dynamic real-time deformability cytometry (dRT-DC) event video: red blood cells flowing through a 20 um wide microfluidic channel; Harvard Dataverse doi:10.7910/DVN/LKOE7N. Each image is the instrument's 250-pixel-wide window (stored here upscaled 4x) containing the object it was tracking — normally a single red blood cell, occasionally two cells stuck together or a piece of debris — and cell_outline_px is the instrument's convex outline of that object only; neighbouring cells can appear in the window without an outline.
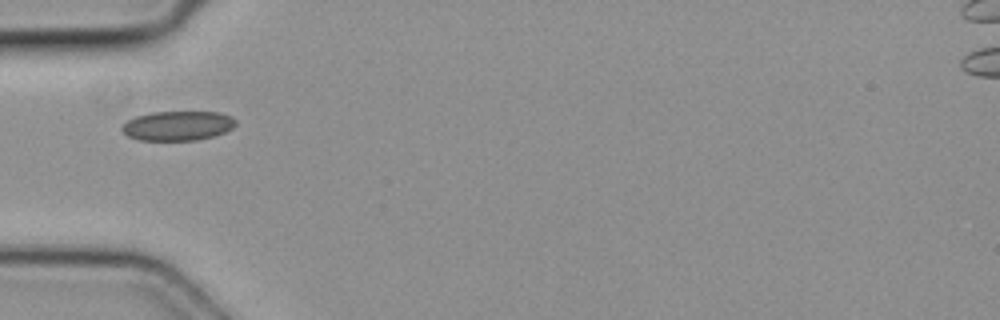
{"species": "common noctule bat (a hibernating species)", "species_latin": "Nyctalus noctula", "temperature_condition": "cold", "stored_images_in_passage": 1, "camera_frame_rate_fps": 3000, "um_per_image_px": 0.085, "animal": {"sex": "female", "body_mass_g": 19.3, "forearm_length_mm": 54.1}, "frame": {"image": 1, "passage_image": 1, "time_ms": 0.0, "image_size_px": [1000, 320], "cell_outline_px": [[236, 124], [232, 128], [224, 132], [212, 136], [196, 140], [140, 140], [128, 136], [120, 128], [128, 120], [136, 116], [152, 112], [220, 112], [232, 116], [236, 120]], "centroid_in_image_um": [15.12, 10.68], "position_along_channel_um": 69.9, "area_um2": 19.48}}